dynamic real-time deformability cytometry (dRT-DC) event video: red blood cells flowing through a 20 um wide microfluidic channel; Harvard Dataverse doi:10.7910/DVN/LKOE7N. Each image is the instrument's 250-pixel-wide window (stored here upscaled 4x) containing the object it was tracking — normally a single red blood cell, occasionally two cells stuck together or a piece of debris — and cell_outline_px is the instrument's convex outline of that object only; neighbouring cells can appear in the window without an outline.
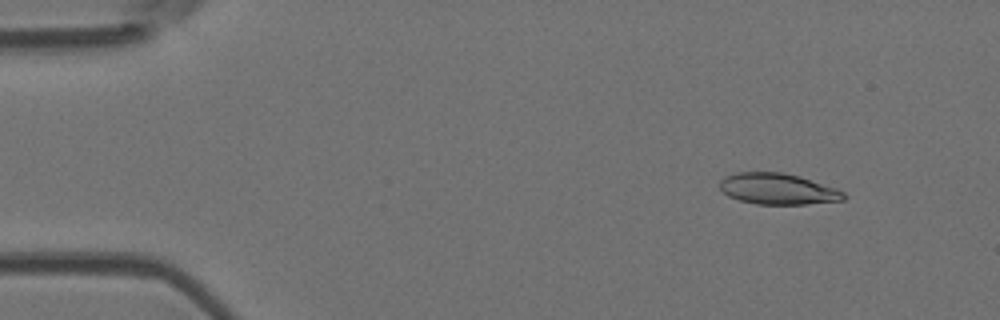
{"species": "Egyptian fruit bat (a non-hibernating species)", "species_latin": "Rousettus aegyptiacus", "temperature_condition": "room temperature", "stored_images_in_passage": 4, "camera_frame_rate_fps": 3000, "um_per_image_px": 0.085, "animal": {"sex": "female"}, "frame": {"image": 1, "passage_image": 2, "time_ms": 1.0, "image_size_px": [1000, 320], "cell_outline_px": [[848, 196], [844, 200], [808, 204], [756, 204], [740, 200], [728, 196], [720, 188], [720, 180], [724, 176], [736, 172], [784, 172], [800, 176], [836, 188], [844, 192]], "centroid_in_image_um": [66.13, 16.05], "position_along_channel_um": 18.9, "area_um2": 22.6}}